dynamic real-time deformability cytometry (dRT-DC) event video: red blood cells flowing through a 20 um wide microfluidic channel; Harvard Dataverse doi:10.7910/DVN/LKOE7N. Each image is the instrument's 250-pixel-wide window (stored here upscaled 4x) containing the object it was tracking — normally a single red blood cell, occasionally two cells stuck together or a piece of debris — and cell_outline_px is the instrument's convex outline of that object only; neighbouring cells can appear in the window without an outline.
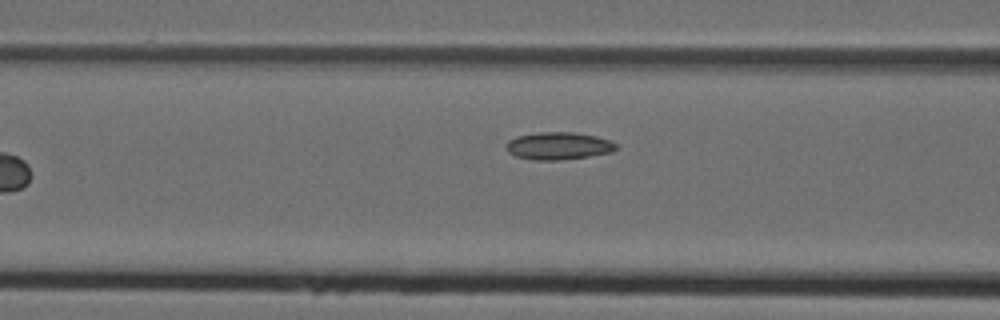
{"species": "Egyptian fruit bat (a non-hibernating species)", "species_latin": "Rousettus aegyptiacus", "temperature_condition": "cold", "stored_images_in_passage": 7, "camera_frame_rate_fps": 3000, "um_per_image_px": 0.085, "animal": {"sex": "female"}, "frame": {"image": 1, "passage_image": 7, "time_ms": 2.0, "image_size_px": [1000, 320], "cell_outline_px": [[616, 148], [612, 152], [588, 156], [556, 160], [532, 160], [516, 156], [508, 152], [504, 148], [504, 144], [508, 140], [516, 136], [540, 132], [576, 132], [596, 136], [608, 140], [616, 144]], "centroid_in_image_um": [47.4, 12.39], "position_along_channel_um": 119.2, "area_um2": 17.63}}